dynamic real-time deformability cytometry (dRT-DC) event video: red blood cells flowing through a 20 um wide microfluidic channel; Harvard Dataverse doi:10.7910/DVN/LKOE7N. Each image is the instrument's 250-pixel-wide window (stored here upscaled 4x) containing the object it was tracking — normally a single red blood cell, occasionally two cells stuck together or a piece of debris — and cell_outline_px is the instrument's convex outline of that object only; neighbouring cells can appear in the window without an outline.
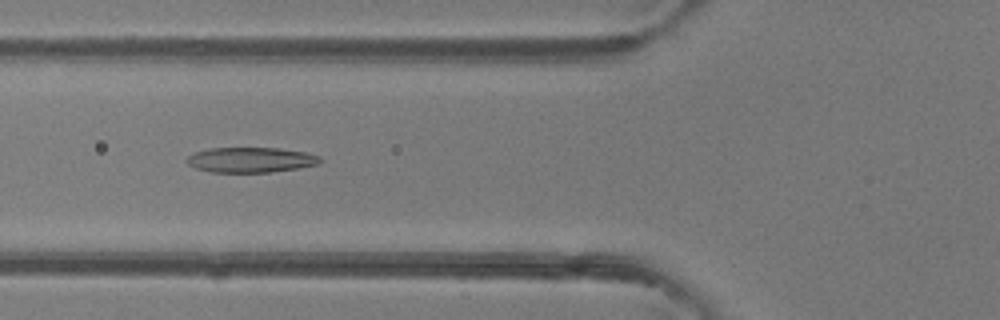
{"species": "common noctule bat (a hibernating species)", "species_latin": "Nyctalus noctula", "temperature_condition": "room temperature", "stored_images_in_passage": 46, "camera_frame_rate_fps": 3000, "um_per_image_px": 0.085, "animal": {"sex": "female"}, "frame": {"image": 1, "passage_image": 15, "time_ms": 4.667, "image_size_px": [1000, 320], "cell_outline_px": [[324, 160], [320, 164], [300, 168], [268, 172], [212, 172], [196, 168], [188, 164], [184, 160], [188, 156], [196, 152], [208, 148], [276, 148], [304, 152], [320, 156]], "centroid_in_image_um": [21.34, 13.59], "position_along_channel_um": 104.5, "area_um2": 19.59}}
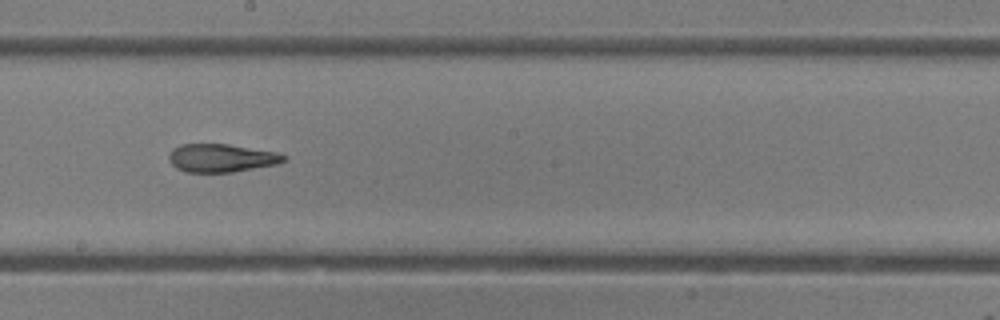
{"frame": {"image": 2, "passage_image": 24, "time_ms": 7.667, "image_size_px": [1000, 320], "cell_outline_px": [[288, 160], [276, 164], [232, 172], [184, 172], [176, 168], [168, 160], [168, 156], [172, 148], [180, 144], [228, 144], [276, 152], [288, 156]], "centroid_in_image_um": [18.8, 13.43], "position_along_channel_um": 229.4, "area_um2": 18.96}}
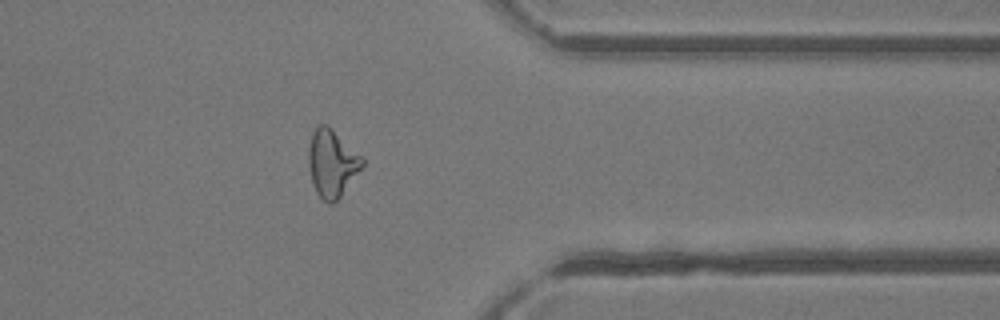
{"frame": {"image": 3, "passage_image": 36, "time_ms": 11.667, "image_size_px": [1000, 320], "cell_outline_px": [[364, 164], [340, 196], [332, 204], [328, 204], [316, 192], [312, 184], [308, 164], [308, 152], [312, 132], [320, 124], [328, 124], [364, 156]], "centroid_in_image_um": [28.22, 13.84], "position_along_channel_um": 383.2, "area_um2": 21.21}, "authors_computed_cell_mechanics": {"area_um2": 20.7213, "velocity_mm_per_s": 4.1489, "shape_relaxation_time_tau1_ms": 10.1811, "shape_relaxation_time_tau2_ms": 2.4035, "deformation_change_tau1": 0.2873, "deformation_change_tau2": 0.1301}}